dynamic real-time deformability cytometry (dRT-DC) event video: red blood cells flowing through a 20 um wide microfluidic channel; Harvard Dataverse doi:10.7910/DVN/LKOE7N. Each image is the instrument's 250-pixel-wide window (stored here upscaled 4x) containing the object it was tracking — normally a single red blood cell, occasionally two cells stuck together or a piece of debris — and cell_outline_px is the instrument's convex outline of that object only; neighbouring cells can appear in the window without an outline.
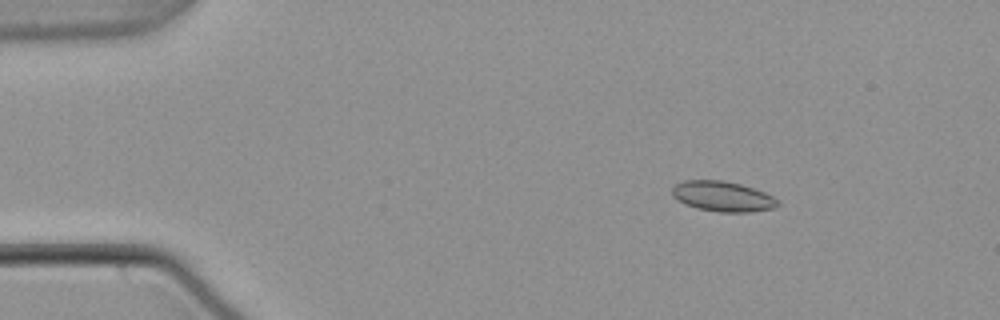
{"species": "common noctule bat (a hibernating species)", "species_latin": "Nyctalus noctula", "temperature_condition": "warm", "stored_images_in_passage": 20, "camera_frame_rate_fps": 3000, "um_per_image_px": 0.085, "animal": {"sex": "male", "body_mass_g": 21.5, "forearm_length_mm": 52.0}, "frame": {"image": 1, "passage_image": 3, "time_ms": 0.667, "image_size_px": [1000, 320], "cell_outline_px": [[780, 204], [772, 208], [748, 212], [720, 212], [696, 208], [676, 200], [672, 196], [672, 188], [676, 184], [684, 180], [724, 180], [740, 184], [764, 192], [780, 200]], "centroid_in_image_um": [61.41, 16.69], "position_along_channel_um": 23.6, "area_um2": 18.61}}
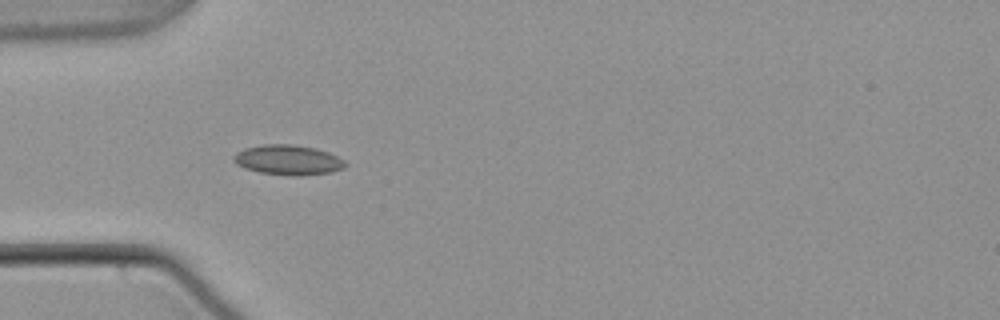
{"frame": {"image": 2, "passage_image": 12, "time_ms": 3.667, "image_size_px": [1000, 320], "cell_outline_px": [[348, 164], [344, 168], [332, 172], [300, 176], [292, 176], [260, 172], [244, 168], [236, 164], [232, 160], [232, 156], [236, 152], [244, 148], [264, 144], [292, 144], [316, 148], [328, 152], [344, 160]], "centroid_in_image_um": [24.47, 13.59], "position_along_channel_um": 60.5, "area_um2": 19.71}}
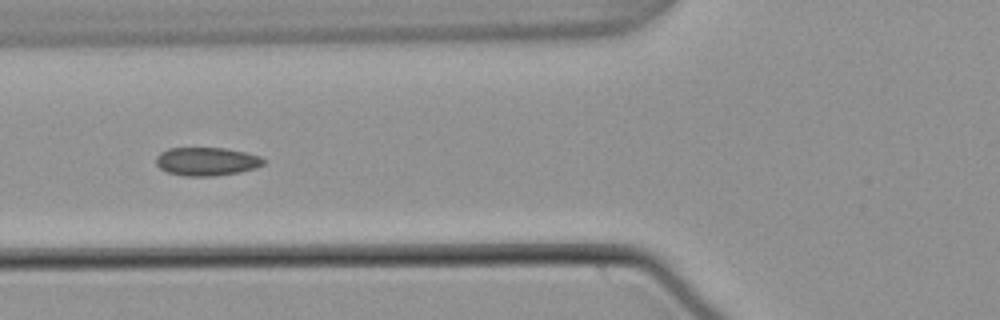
{"frame": {"image": 3, "passage_image": 16, "time_ms": 5.0, "image_size_px": [1000, 320], "cell_outline_px": [[264, 164], [256, 168], [240, 172], [212, 176], [184, 176], [168, 172], [160, 168], [156, 164], [156, 156], [160, 152], [168, 148], [224, 148], [244, 152], [260, 156], [264, 160]], "centroid_in_image_um": [17.55, 13.72], "position_along_channel_um": 108.3, "area_um2": 17.74}}